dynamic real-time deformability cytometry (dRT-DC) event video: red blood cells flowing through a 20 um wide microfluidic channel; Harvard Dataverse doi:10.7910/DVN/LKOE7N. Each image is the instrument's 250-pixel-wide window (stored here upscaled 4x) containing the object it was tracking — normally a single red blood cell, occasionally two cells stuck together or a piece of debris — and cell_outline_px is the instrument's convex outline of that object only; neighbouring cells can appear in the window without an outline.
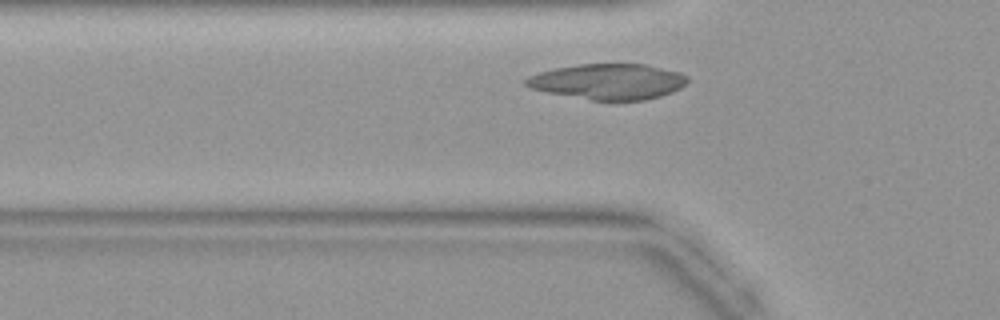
{"species": "common noctule bat (a hibernating species)", "species_latin": "Nyctalus noctula", "temperature_condition": "warm", "stored_images_in_passage": 27, "camera_frame_rate_fps": 3000, "um_per_image_px": 0.085, "animal": {"sex": "female", "body_mass_g": 19.9}, "frame": {"image": 1, "passage_image": 5, "time_ms": 1.333, "image_size_px": [1000, 320], "cell_outline_px": [[688, 80], [680, 88], [672, 92], [660, 96], [644, 100], [592, 100], [548, 92], [528, 88], [524, 84], [524, 80], [528, 76], [540, 72], [556, 68], [580, 64], [644, 64], [680, 72], [688, 76]], "centroid_in_image_um": [51.69, 6.93], "position_along_channel_um": 74.1, "area_um2": 33.35}}
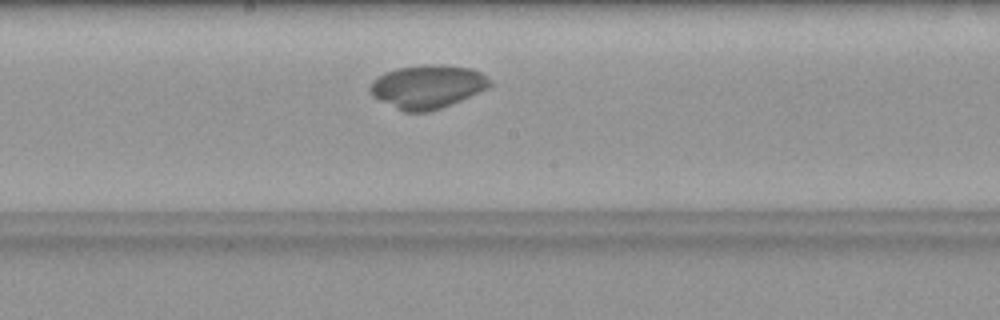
{"frame": {"image": 2, "passage_image": 14, "time_ms": 4.333, "image_size_px": [1000, 320], "cell_outline_px": [[492, 84], [488, 88], [452, 104], [428, 112], [404, 112], [372, 96], [368, 92], [368, 88], [372, 80], [396, 68], [432, 64], [440, 64], [472, 68], [480, 72], [492, 80]], "centroid_in_image_um": [36.34, 7.36], "position_along_channel_um": 211.9, "area_um2": 30.35}}
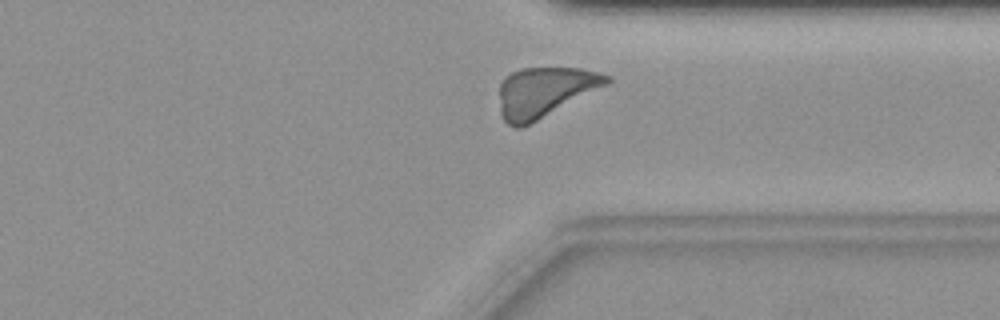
{"frame": {"image": 3, "passage_image": 24, "time_ms": 7.667, "image_size_px": [1000, 320], "cell_outline_px": [[612, 80], [608, 84], [520, 128], [516, 128], [508, 124], [500, 116], [500, 84], [504, 76], [520, 68], [580, 68], [600, 72], [612, 76]], "centroid_in_image_um": [46.28, 7.79], "position_along_channel_um": 365.1, "area_um2": 31.04}}